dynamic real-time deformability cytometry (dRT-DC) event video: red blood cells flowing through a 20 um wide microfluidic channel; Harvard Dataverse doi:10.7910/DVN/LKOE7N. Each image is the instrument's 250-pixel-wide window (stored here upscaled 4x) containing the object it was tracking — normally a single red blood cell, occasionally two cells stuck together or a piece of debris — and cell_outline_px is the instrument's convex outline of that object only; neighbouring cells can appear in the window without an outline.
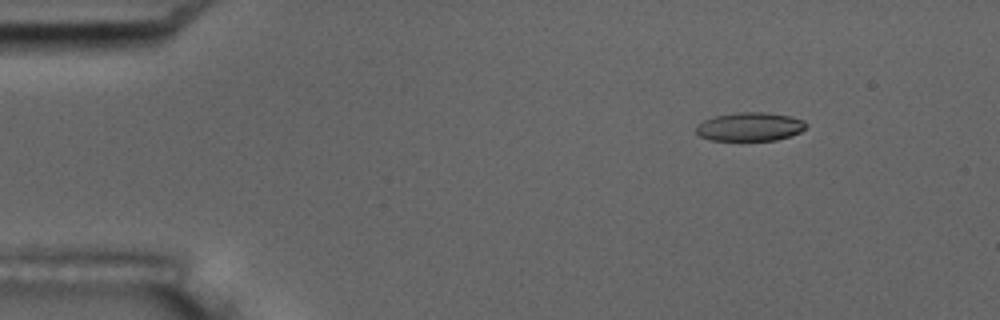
{"species": "common noctule bat (a hibernating species)", "species_latin": "Nyctalus noctula", "temperature_condition": "room temperature", "stored_images_in_passage": 8, "camera_frame_rate_fps": 3000, "um_per_image_px": 0.085, "animal": {"sex": "male", "body_mass_g": 17.5, "forearm_length_mm": 52.3}, "frame": {"image": 1, "passage_image": 3, "time_ms": 2.333, "image_size_px": [1000, 320], "cell_outline_px": [[808, 124], [800, 132], [776, 140], [712, 140], [700, 136], [696, 132], [696, 124], [712, 116], [736, 112], [764, 112], [792, 116], [804, 120]], "centroid_in_image_um": [63.73, 10.75], "position_along_channel_um": 21.3, "area_um2": 18.44}}